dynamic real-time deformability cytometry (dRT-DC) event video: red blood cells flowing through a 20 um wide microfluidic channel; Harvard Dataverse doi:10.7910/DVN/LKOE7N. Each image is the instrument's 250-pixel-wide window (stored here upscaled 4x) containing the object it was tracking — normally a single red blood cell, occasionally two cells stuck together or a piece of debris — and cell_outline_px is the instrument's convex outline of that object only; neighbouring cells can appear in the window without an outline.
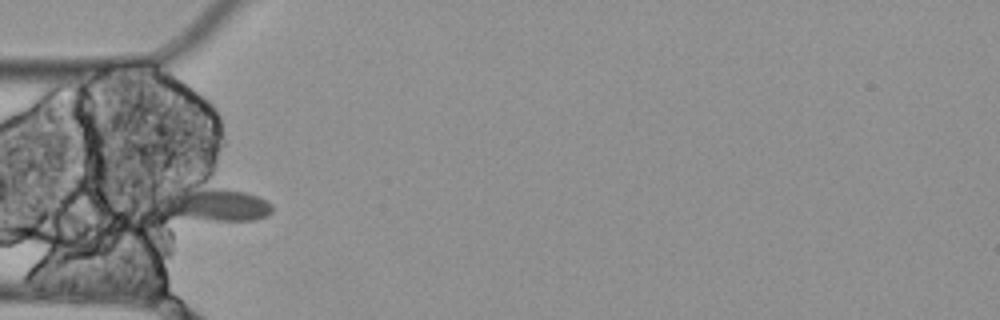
{"species": "Egyptian fruit bat (a non-hibernating species)", "species_latin": "Rousettus aegyptiacus", "temperature_condition": "cold", "stored_images_in_passage": 6, "camera_frame_rate_fps": 3000, "um_per_image_px": 0.085, "animal": {"sex": "female"}, "frame": {"image": 1, "passage_image": 3, "time_ms": 0.667, "image_size_px": [1000, 320], "cell_outline_px": [[272, 212], [256, 220], [212, 220], [168, 216], [148, 200], [148, 196], [204, 172], [256, 196], [272, 204]], "centroid_in_image_um": [17.82, 17.05], "position_along_channel_um": 67.2, "area_um2": 27.57}}
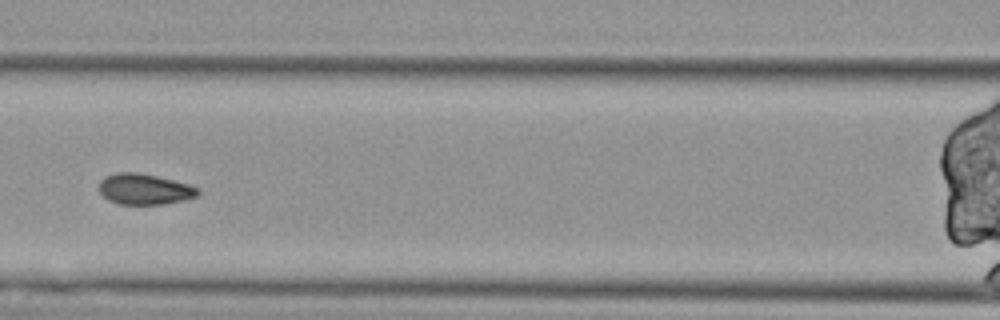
{"frame": {"image": 2, "passage_image": 5, "time_ms": 1.333, "image_size_px": [1000, 320], "cell_outline_px": [[200, 192], [196, 196], [184, 200], [164, 204], [120, 204], [108, 200], [100, 192], [100, 180], [104, 176], [116, 172], [136, 172], [156, 176], [188, 184], [200, 188]], "centroid_in_image_um": [12.28, 16.07], "position_along_channel_um": 154.3, "area_um2": 17.69}}
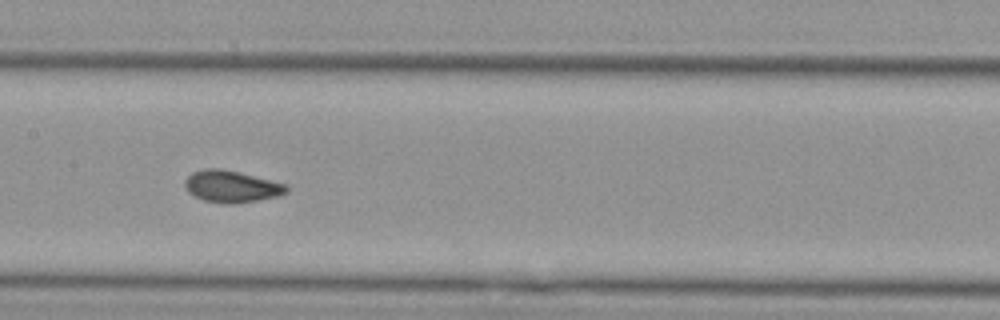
{"frame": {"image": 3, "passage_image": 6, "time_ms": 1.667, "image_size_px": [1000, 320], "cell_outline_px": [[288, 192], [280, 196], [236, 204], [224, 204], [204, 200], [188, 192], [184, 184], [184, 180], [192, 172], [204, 168], [220, 168], [284, 184], [288, 188]], "centroid_in_image_um": [19.64, 15.86], "position_along_channel_um": 187.8, "area_um2": 18.67}}